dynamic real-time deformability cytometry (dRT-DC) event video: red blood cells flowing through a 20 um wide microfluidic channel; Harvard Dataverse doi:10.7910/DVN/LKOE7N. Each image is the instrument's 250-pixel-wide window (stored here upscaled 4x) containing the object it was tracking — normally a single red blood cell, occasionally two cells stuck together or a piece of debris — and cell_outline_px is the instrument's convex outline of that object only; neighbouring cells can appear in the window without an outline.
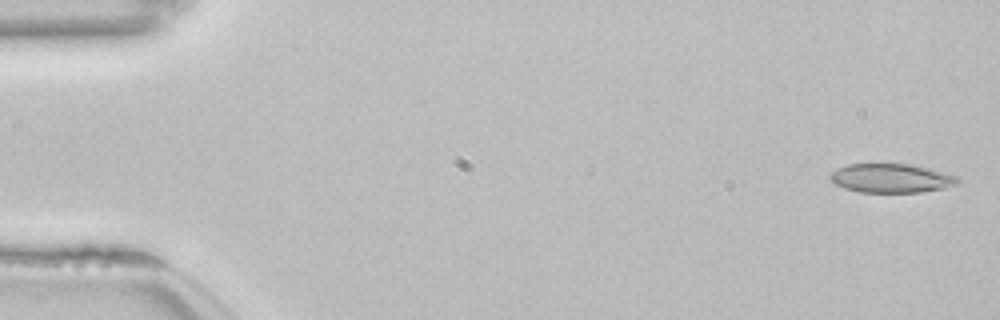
{"species": "common noctule bat (a hibernating species)", "species_latin": "Nyctalus noctula", "temperature_condition": "room temperature", "stored_images_in_passage": 53, "camera_frame_rate_fps": 3000, "um_per_image_px": 0.085, "animal": {"sex": "female", "body_mass_g": 22.7, "forearm_length_mm": 54.2}, "frame": {"image": 1, "passage_image": 1, "time_ms": 0.0, "image_size_px": [1000, 320], "cell_outline_px": [[960, 180], [956, 184], [944, 188], [920, 192], [860, 192], [844, 188], [836, 184], [828, 176], [832, 172], [848, 164], [912, 164], [944, 172], [956, 176]], "centroid_in_image_um": [75.76, 15.15], "position_along_channel_um": 9.2, "area_um2": 21.33}}
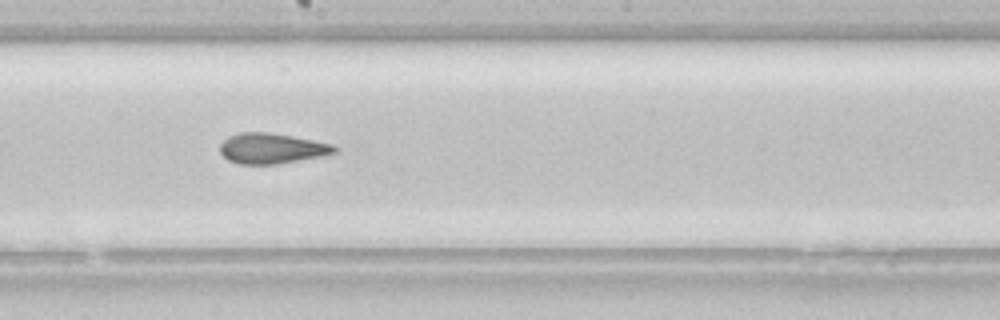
{"frame": {"image": 2, "passage_image": 29, "time_ms": 9.333, "image_size_px": [1000, 320], "cell_outline_px": [[340, 152], [324, 156], [276, 164], [240, 164], [228, 160], [220, 152], [220, 144], [228, 136], [240, 132], [268, 132], [292, 136], [332, 144], [340, 148]], "centroid_in_image_um": [23.14, 12.61], "position_along_channel_um": 225.1, "area_um2": 20.46}}
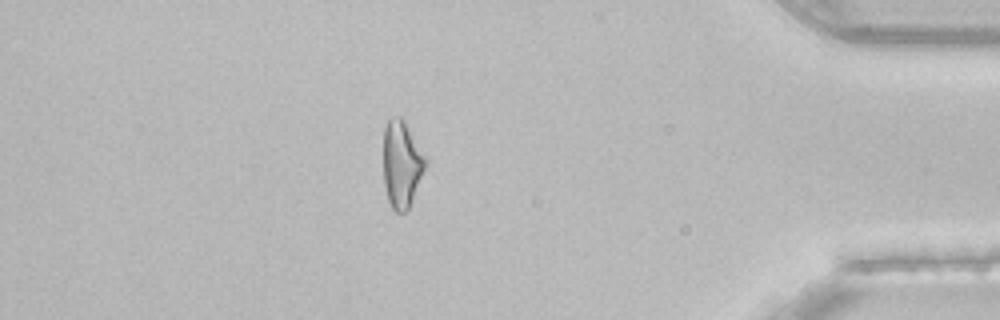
{"frame": {"image": 3, "passage_image": 46, "time_ms": 15.0, "image_size_px": [1000, 320], "cell_outline_px": [[428, 164], [412, 200], [408, 208], [404, 212], [396, 212], [392, 208], [388, 200], [384, 184], [384, 128], [388, 120], [392, 116], [400, 116], [404, 120], [428, 160]], "centroid_in_image_um": [34.16, 13.93], "position_along_channel_um": 401.0, "area_um2": 21.39}, "authors_computed_cell_mechanics": {"area_um2": 21.386, "velocity_mm_per_s": 3.8462, "shape_relaxation_time_tau1_ms": 9.0253, "shape_relaxation_time_tau2_ms": 2.4283, "deformation_change_tau1": 0.1783, "deformation_change_tau2": 0.0858}}